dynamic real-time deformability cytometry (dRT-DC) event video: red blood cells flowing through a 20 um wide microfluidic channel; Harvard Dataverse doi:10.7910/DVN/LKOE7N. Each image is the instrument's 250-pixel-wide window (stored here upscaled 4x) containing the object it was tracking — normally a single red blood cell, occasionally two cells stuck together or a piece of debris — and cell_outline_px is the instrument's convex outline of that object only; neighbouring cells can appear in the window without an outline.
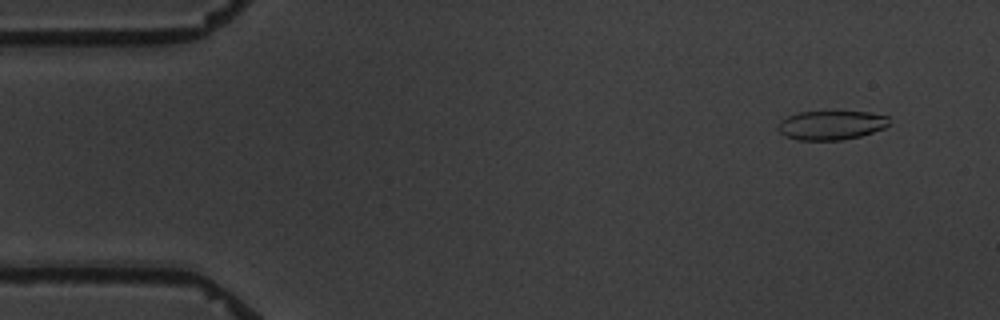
{"species": "common noctule bat (a hibernating species)", "species_latin": "Nyctalus noctula", "temperature_condition": "warm", "stored_images_in_passage": 9, "camera_frame_rate_fps": 3000, "um_per_image_px": 0.085, "animal": {"sex": "male", "body_mass_g": 19.5, "forearm_length_mm": 54.6}, "frame": {"image": 1, "passage_image": 1, "time_ms": 0.0, "image_size_px": [1000, 320], "cell_outline_px": [[888, 124], [884, 128], [860, 136], [840, 140], [796, 140], [784, 136], [776, 128], [780, 120], [788, 116], [800, 112], [868, 112], [888, 116]], "centroid_in_image_um": [70.6, 10.65], "position_along_channel_um": 14.4, "area_um2": 18.79}}
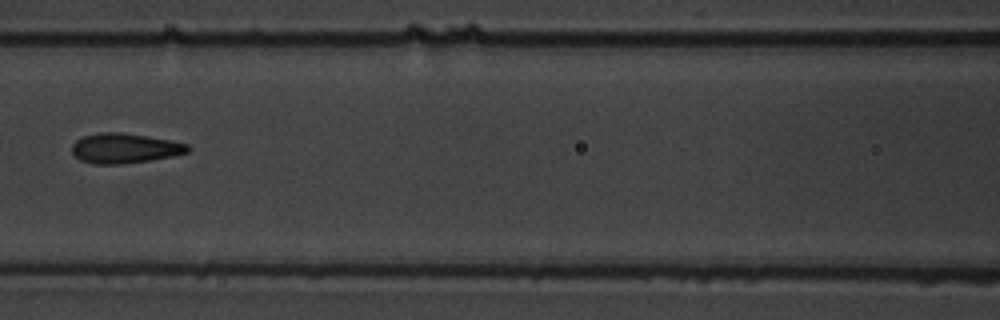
{"frame": {"image": 2, "passage_image": 7, "time_ms": 7.0, "image_size_px": [1000, 320], "cell_outline_px": [[188, 152], [172, 156], [148, 160], [120, 164], [92, 164], [80, 160], [72, 152], [72, 144], [76, 140], [84, 136], [100, 132], [120, 132], [168, 140], [188, 144]], "centroid_in_image_um": [10.54, 12.6], "position_along_channel_um": 156.1, "area_um2": 19.88}}
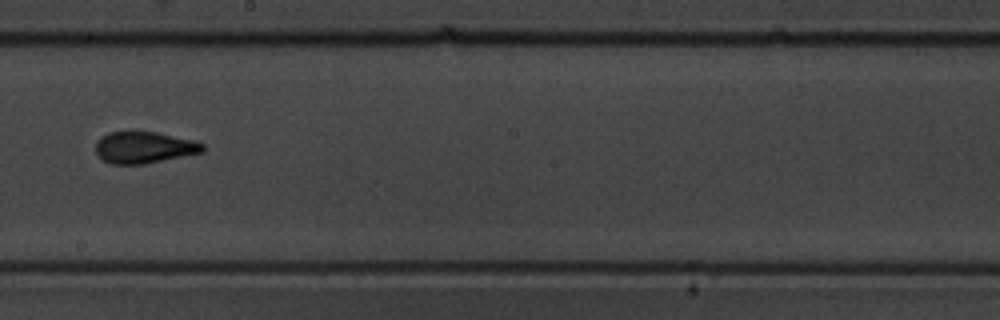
{"frame": {"image": 3, "passage_image": 9, "time_ms": 9.333, "image_size_px": [1000, 320], "cell_outline_px": [[204, 152], [144, 164], [112, 164], [104, 160], [96, 152], [96, 140], [108, 132], [156, 132], [192, 140], [204, 144]], "centroid_in_image_um": [12.25, 12.54], "position_along_channel_um": 236.0, "area_um2": 19.54}}